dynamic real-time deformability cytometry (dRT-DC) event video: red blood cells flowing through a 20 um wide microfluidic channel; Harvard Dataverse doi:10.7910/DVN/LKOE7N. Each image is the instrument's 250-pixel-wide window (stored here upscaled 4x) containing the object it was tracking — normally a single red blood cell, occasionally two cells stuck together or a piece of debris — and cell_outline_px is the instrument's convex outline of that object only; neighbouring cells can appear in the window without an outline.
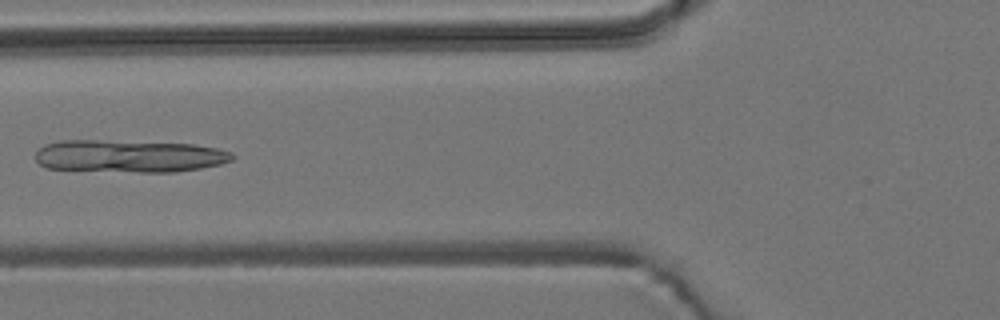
{"species": "common noctule bat (a hibernating species)", "species_latin": "Nyctalus noctula", "temperature_condition": "room temperature", "stored_images_in_passage": 7, "camera_frame_rate_fps": 3000, "um_per_image_px": 0.085, "animal": {"sex": "male", "body_mass_g": 19.2, "forearm_length_mm": 51.8}, "frame": {"image": 1, "passage_image": 6, "time_ms": 5.667, "image_size_px": [1000, 320], "cell_outline_px": [[236, 156], [232, 160], [220, 164], [200, 168], [176, 172], [140, 172], [48, 168], [40, 164], [36, 160], [36, 152], [44, 144], [60, 140], [96, 140], [192, 144], [216, 148], [232, 152]], "centroid_in_image_um": [10.99, 13.27], "position_along_channel_um": 114.8, "area_um2": 37.11}}
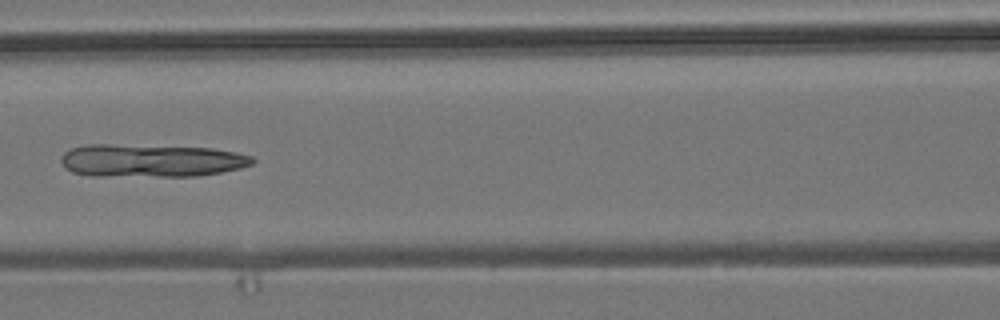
{"frame": {"image": 2, "passage_image": 7, "time_ms": 6.667, "image_size_px": [1000, 320], "cell_outline_px": [[256, 160], [252, 164], [240, 168], [220, 172], [196, 176], [92, 176], [72, 172], [64, 168], [60, 160], [60, 156], [64, 152], [72, 148], [88, 144], [112, 144], [212, 148], [236, 152], [252, 156]], "centroid_in_image_um": [12.81, 13.65], "position_along_channel_um": 153.8, "area_um2": 36.93}}